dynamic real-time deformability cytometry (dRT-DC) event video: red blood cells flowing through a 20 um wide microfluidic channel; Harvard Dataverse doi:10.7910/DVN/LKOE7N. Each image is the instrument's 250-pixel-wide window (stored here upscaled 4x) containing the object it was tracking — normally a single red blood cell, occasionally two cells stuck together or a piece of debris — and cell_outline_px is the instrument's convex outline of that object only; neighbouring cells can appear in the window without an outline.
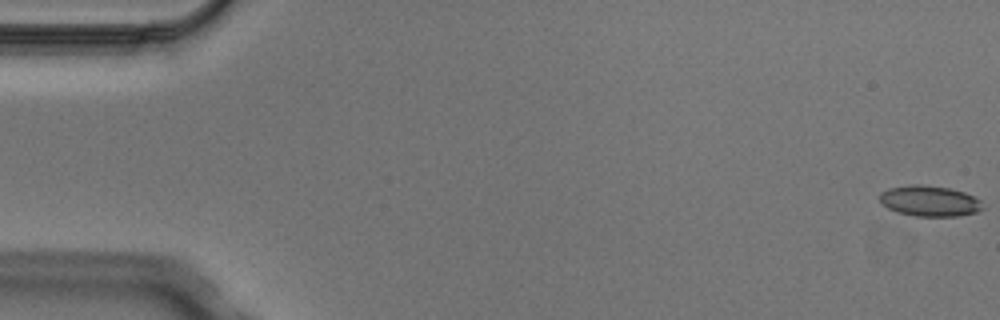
{"species": "Egyptian fruit bat (a non-hibernating species)", "species_latin": "Rousettus aegyptiacus", "temperature_condition": "cold", "stored_images_in_passage": 4, "camera_frame_rate_fps": 3000, "um_per_image_px": 0.085, "animal": {"sex": "male"}, "frame": {"image": 1, "passage_image": 1, "time_ms": 0.0, "image_size_px": [1000, 320], "cell_outline_px": [[984, 208], [976, 212], [956, 216], [916, 216], [896, 212], [880, 204], [880, 192], [888, 188], [912, 184], [924, 184], [948, 188], [964, 192], [980, 200]], "centroid_in_image_um": [78.97, 17.08], "position_along_channel_um": 6.0, "area_um2": 18.5}}